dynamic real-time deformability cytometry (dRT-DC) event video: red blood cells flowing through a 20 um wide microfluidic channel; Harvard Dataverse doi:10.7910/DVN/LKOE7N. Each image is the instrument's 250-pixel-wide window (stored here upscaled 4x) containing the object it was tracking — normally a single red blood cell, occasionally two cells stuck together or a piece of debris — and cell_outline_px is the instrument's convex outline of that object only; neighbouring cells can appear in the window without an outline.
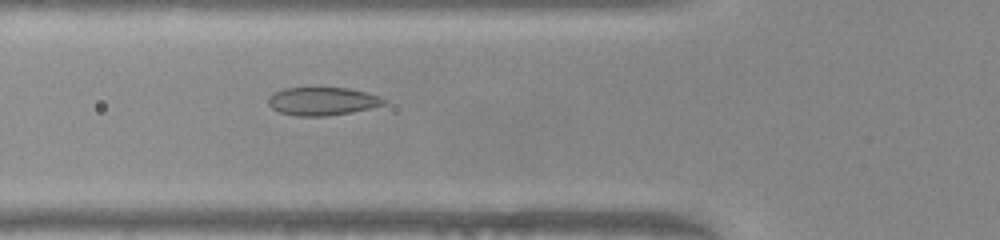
{"species": "common noctule bat (a hibernating species)", "species_latin": "Nyctalus noctula", "temperature_condition": "warm", "stored_images_in_passage": 39, "camera_frame_rate_fps": 3000, "um_per_image_px": 0.085, "animal": {"sex": "female", "body_mass_g": 22.0, "forearm_length_mm": 56.7}, "frame": {"image": 1, "passage_image": 6, "time_ms": 1.667, "image_size_px": [1000, 240], "cell_outline_px": [[388, 104], [352, 112], [324, 116], [296, 116], [280, 112], [272, 108], [268, 104], [268, 100], [276, 92], [284, 88], [348, 88], [380, 96], [388, 100]], "centroid_in_image_um": [27.46, 8.61], "position_along_channel_um": 98.3, "area_um2": 18.84}}
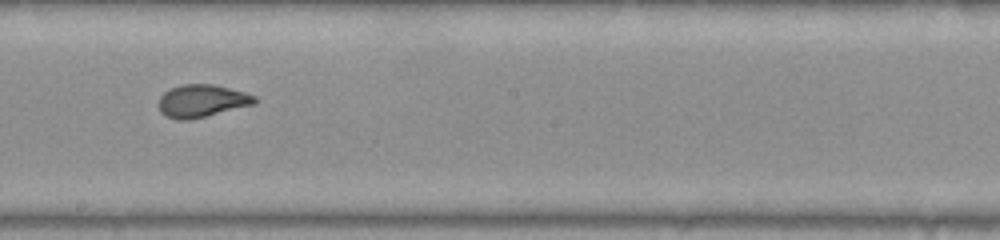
{"frame": {"image": 2, "passage_image": 16, "time_ms": 5.0, "image_size_px": [1000, 240], "cell_outline_px": [[256, 104], [188, 120], [176, 120], [164, 116], [160, 112], [156, 104], [160, 96], [164, 92], [180, 84], [212, 84], [244, 92], [256, 96]], "centroid_in_image_um": [17.1, 8.58], "position_along_channel_um": 231.1, "area_um2": 18.38}}
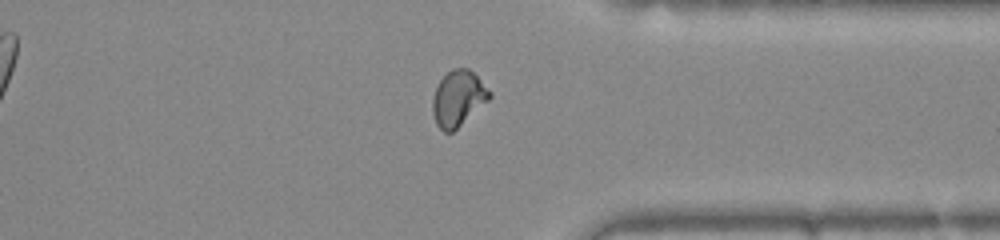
{"frame": {"image": 3, "passage_image": 27, "time_ms": 8.667, "image_size_px": [1000, 240], "cell_outline_px": [[492, 96], [488, 100], [452, 132], [444, 132], [436, 124], [432, 112], [432, 100], [436, 88], [440, 80], [452, 68], [468, 68], [492, 92]], "centroid_in_image_um": [38.93, 8.36], "position_along_channel_um": 372.5, "area_um2": 18.15}, "authors_computed_cell_mechanics": {"area_um2": 18.3804, "velocity_mm_per_s": 3.9783, "shape_relaxation_time_tau1_ms": 11.3488, "shape_relaxation_time_tau2_ms": 0.6947, "deformation_change_tau1": 0.2803, "deformation_change_tau2": 0.0528}}